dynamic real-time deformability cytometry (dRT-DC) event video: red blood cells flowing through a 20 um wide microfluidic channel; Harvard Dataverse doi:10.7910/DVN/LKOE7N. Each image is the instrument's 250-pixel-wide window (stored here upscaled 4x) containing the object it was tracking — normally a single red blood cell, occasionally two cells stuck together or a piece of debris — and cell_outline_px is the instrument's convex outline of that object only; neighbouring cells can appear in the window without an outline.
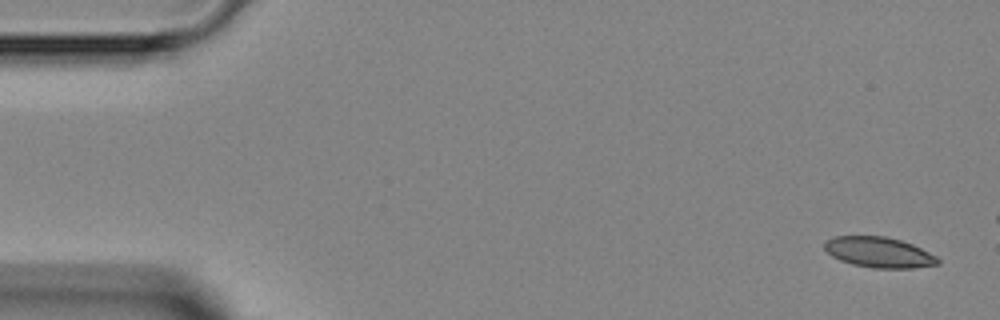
{"species": "Egyptian fruit bat (a non-hibernating species)", "species_latin": "Rousettus aegyptiacus", "temperature_condition": "room temperature", "stored_images_in_passage": 5, "segment_of_instrument_passage": [1, 2], "camera_frame_rate_fps": 3000, "um_per_image_px": 0.085, "animal": {"sex": "female"}, "frame": {"image": 1, "passage_image": 1, "time_ms": 0.0, "image_size_px": [1000, 320], "cell_outline_px": [[940, 264], [912, 268], [872, 268], [852, 264], [840, 260], [832, 256], [824, 248], [824, 240], [832, 236], [884, 236], [900, 240], [912, 244], [936, 256], [940, 260]], "centroid_in_image_um": [74.68, 21.44], "position_along_channel_um": 10.3, "area_um2": 20.17}}
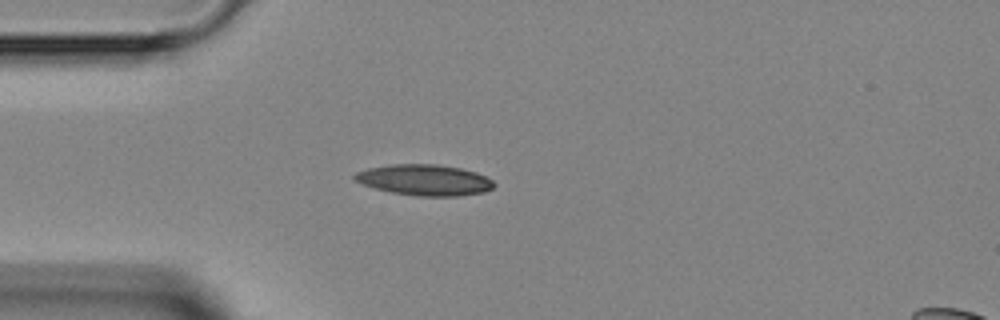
{"frame": {"image": 2, "passage_image": 4, "time_ms": 5.667, "image_size_px": [1000, 320], "cell_outline_px": [[496, 184], [492, 188], [484, 192], [460, 196], [416, 196], [392, 192], [376, 188], [352, 180], [352, 176], [356, 172], [368, 168], [392, 164], [436, 164], [460, 168], [476, 172], [492, 180]], "centroid_in_image_um": [36.08, 15.3], "position_along_channel_um": 48.9, "area_um2": 25.09}}